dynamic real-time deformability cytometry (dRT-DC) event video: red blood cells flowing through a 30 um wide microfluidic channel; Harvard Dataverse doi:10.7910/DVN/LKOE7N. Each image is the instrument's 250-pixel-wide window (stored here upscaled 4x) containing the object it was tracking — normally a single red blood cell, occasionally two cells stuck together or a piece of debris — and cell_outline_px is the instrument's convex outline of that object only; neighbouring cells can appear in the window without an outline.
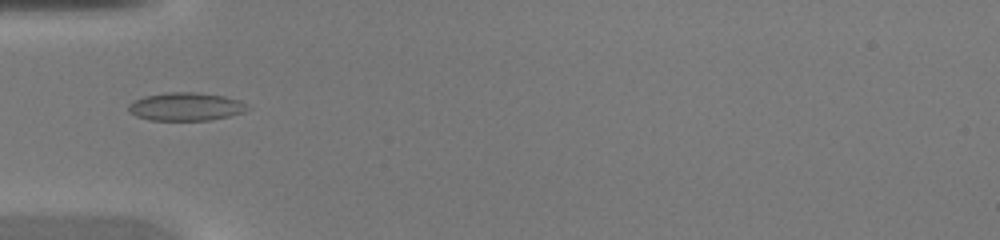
{"species": "common noctule bat (a hibernating species)", "species_latin": "Nyctalus noctula", "temperature_condition": "warm", "stored_images_in_passage": 33, "camera_frame_rate_fps": 3000, "um_per_image_px": 0.085, "animal": {"sex": "female", "body_mass_g": 20.0, "forearm_length_mm": 54.0}, "frame": {"image": 1, "passage_image": 3, "time_ms": 0.667, "image_size_px": [1000, 240], "cell_outline_px": [[252, 108], [244, 112], [228, 116], [208, 120], [148, 120], [136, 116], [128, 112], [128, 104], [132, 100], [144, 96], [168, 92], [196, 92], [224, 96], [240, 100]], "centroid_in_image_um": [15.77, 9.06], "position_along_channel_um": 69.2, "area_um2": 19.71}}
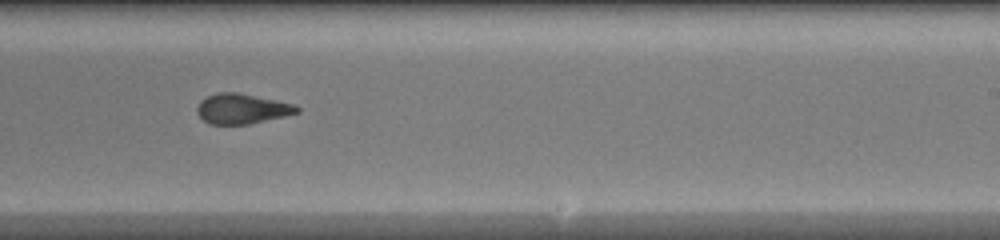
{"frame": {"image": 2, "passage_image": 16, "time_ms": 5.0, "image_size_px": [1000, 240], "cell_outline_px": [[300, 112], [284, 116], [248, 124], [208, 124], [196, 112], [196, 108], [200, 100], [208, 96], [220, 92], [236, 92], [276, 100], [292, 104], [300, 108]], "centroid_in_image_um": [20.54, 9.24], "position_along_channel_um": 268.5, "area_um2": 17.34}}
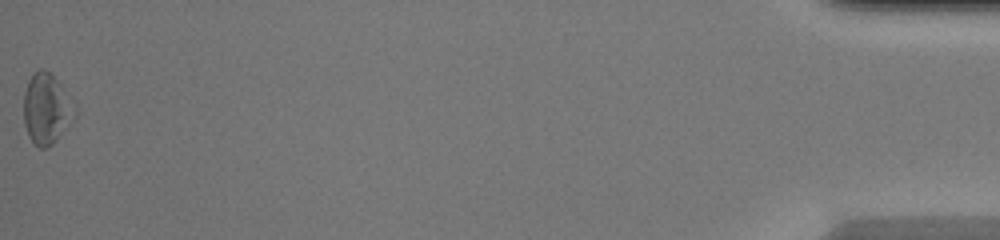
{"frame": {"image": 3, "passage_image": 33, "time_ms": 10.667, "image_size_px": [1000, 240], "cell_outline_px": [[76, 120], [48, 148], [40, 148], [28, 136], [24, 124], [24, 92], [28, 80], [32, 72], [40, 68], [44, 68], [60, 84], [76, 104]], "centroid_in_image_um": [3.98, 9.25], "position_along_channel_um": 431.2, "area_um2": 21.39}}